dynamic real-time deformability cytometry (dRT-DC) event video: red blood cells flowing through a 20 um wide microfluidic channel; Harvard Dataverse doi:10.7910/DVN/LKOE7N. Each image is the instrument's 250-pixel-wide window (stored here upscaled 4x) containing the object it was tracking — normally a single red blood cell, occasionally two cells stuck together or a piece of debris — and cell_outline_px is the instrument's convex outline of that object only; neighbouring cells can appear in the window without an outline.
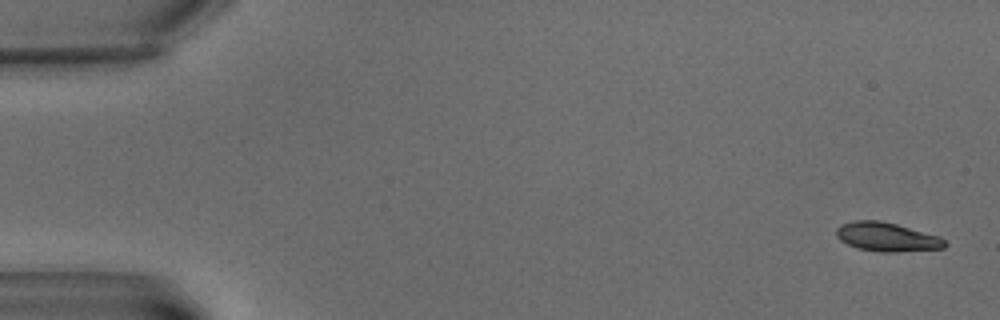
{"species": "common noctule bat (a hibernating species)", "species_latin": "Nyctalus noctula", "temperature_condition": "warm", "stored_images_in_passage": 9, "camera_frame_rate_fps": 3000, "um_per_image_px": 0.085, "animal": {"sex": "male", "body_mass_g": 15.6}, "frame": {"image": 1, "passage_image": 1, "time_ms": 0.0, "image_size_px": [1000, 320], "cell_outline_px": [[948, 244], [944, 248], [896, 252], [880, 252], [856, 248], [840, 240], [836, 236], [836, 228], [840, 224], [852, 220], [880, 220], [896, 224], [940, 236]], "centroid_in_image_um": [75.36, 20.13], "position_along_channel_um": 9.6, "area_um2": 18.44}}
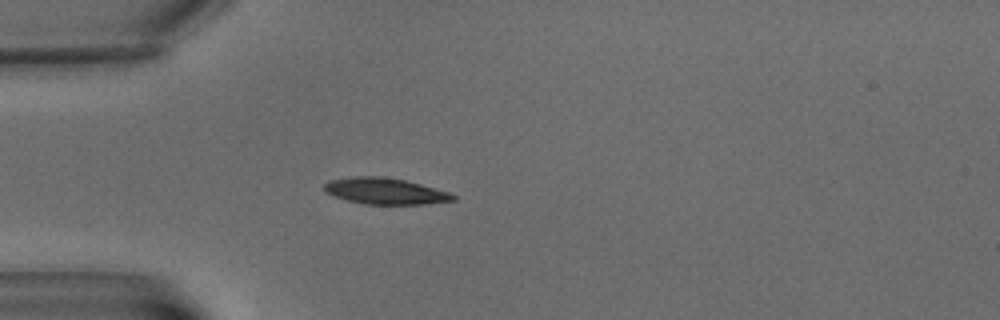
{"frame": {"image": 2, "passage_image": 6, "time_ms": 6.0, "image_size_px": [1000, 320], "cell_outline_px": [[456, 200], [428, 204], [364, 204], [348, 200], [324, 192], [324, 184], [328, 180], [356, 176], [384, 176], [404, 180], [420, 184], [448, 192], [456, 196]], "centroid_in_image_um": [32.73, 16.24], "position_along_channel_um": 52.3, "area_um2": 19.65}}